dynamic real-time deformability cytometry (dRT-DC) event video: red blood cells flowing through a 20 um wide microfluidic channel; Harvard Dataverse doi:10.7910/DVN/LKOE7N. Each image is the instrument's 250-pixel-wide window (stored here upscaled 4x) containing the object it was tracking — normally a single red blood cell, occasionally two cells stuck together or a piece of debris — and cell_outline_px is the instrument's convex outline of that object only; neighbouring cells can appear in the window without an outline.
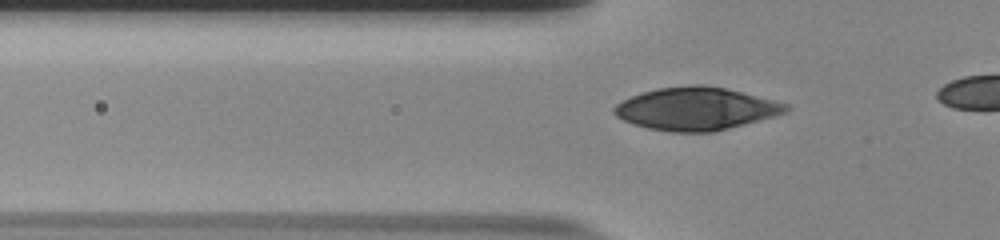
{"species": "human", "species_latin": "Homo sapiens", "temperature_condition": "room temperature", "stored_images_in_passage": 23, "camera_frame_rate_fps": 3000, "um_per_image_px": 0.085, "donor": {"sex": "male"}, "frame": {"image": 1, "passage_image": 6, "time_ms": 1.667, "image_size_px": [1000, 240], "cell_outline_px": [[792, 108], [788, 112], [776, 116], [712, 132], [668, 132], [648, 128], [632, 124], [616, 116], [612, 112], [612, 108], [616, 104], [632, 96], [656, 88], [688, 84], [704, 84], [724, 88], [788, 104]], "centroid_in_image_um": [59.15, 9.24], "position_along_channel_um": 66.6, "area_um2": 42.83}}
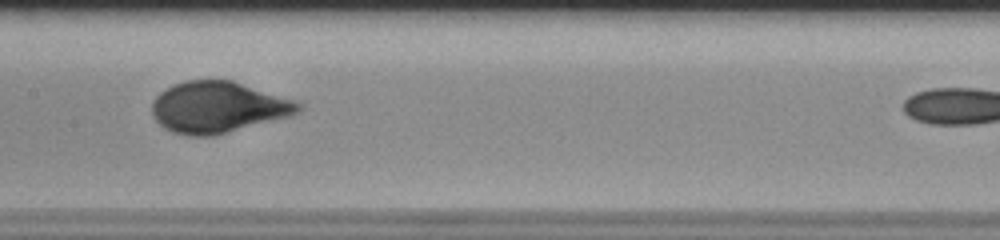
{"frame": {"image": 2, "passage_image": 16, "time_ms": 5.0, "image_size_px": [1000, 240], "cell_outline_px": [[304, 108], [300, 112], [292, 116], [216, 136], [188, 136], [172, 132], [164, 128], [152, 116], [152, 104], [156, 96], [160, 92], [172, 84], [188, 80], [232, 80], [296, 100], [304, 104]], "centroid_in_image_um": [18.58, 9.13], "position_along_channel_um": 188.8, "area_um2": 44.39}}
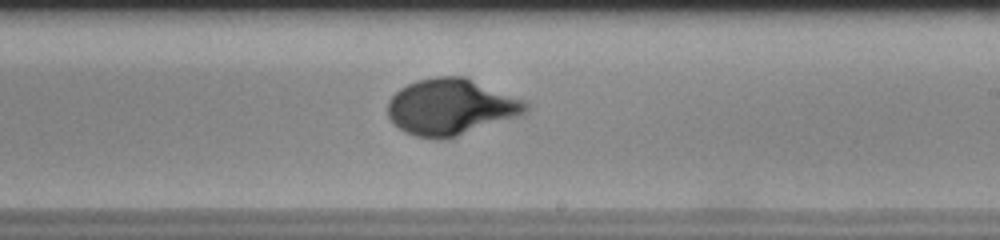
{"frame": {"image": 3, "passage_image": 21, "time_ms": 6.667, "image_size_px": [1000, 240], "cell_outline_px": [[532, 108], [528, 112], [520, 116], [448, 140], [436, 140], [416, 136], [404, 132], [392, 124], [388, 116], [388, 100], [400, 88], [416, 80], [436, 76], [464, 76], [528, 100]], "centroid_in_image_um": [38.38, 9.11], "position_along_channel_um": 250.6, "area_um2": 46.41}}